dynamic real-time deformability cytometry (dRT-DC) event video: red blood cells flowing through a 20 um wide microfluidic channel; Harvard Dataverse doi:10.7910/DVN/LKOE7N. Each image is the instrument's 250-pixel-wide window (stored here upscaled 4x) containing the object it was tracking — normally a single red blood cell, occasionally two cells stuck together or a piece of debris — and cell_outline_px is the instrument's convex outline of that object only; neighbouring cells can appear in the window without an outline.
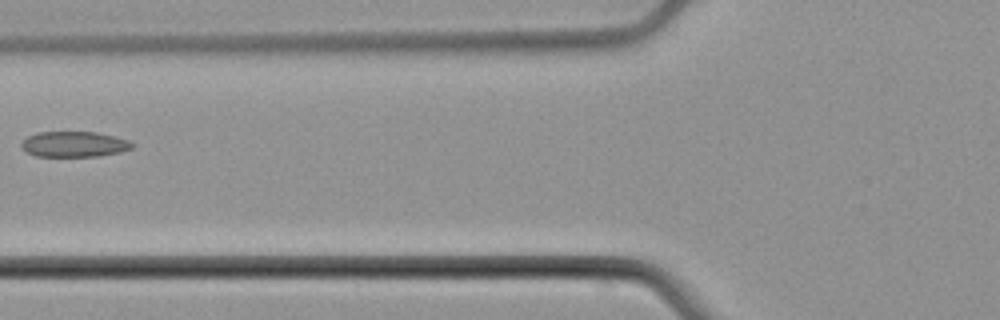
{"species": "common noctule bat (a hibernating species)", "species_latin": "Nyctalus noctula", "temperature_condition": "cold", "stored_images_in_passage": 4, "camera_frame_rate_fps": 3000, "um_per_image_px": 0.085, "animal": {"sex": "male", "body_mass_g": 21.5, "forearm_length_mm": 52.0}, "frame": {"image": 1, "passage_image": 3, "time_ms": 2.333, "image_size_px": [1000, 320], "cell_outline_px": [[136, 144], [132, 148], [120, 152], [100, 156], [36, 156], [28, 152], [20, 144], [28, 136], [36, 132], [96, 132], [128, 140]], "centroid_in_image_um": [6.33, 12.26], "position_along_channel_um": 119.5, "area_um2": 16.36}}
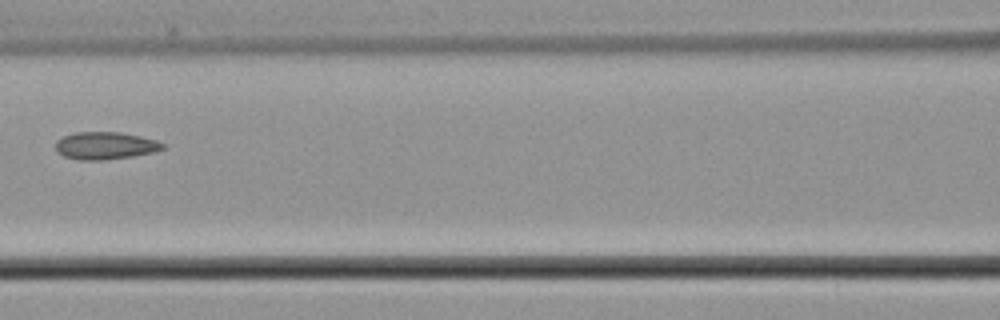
{"frame": {"image": 2, "passage_image": 4, "time_ms": 3.333, "image_size_px": [1000, 320], "cell_outline_px": [[164, 148], [152, 152], [132, 156], [104, 160], [80, 160], [64, 156], [56, 152], [56, 140], [64, 136], [76, 132], [120, 132], [140, 136], [156, 140], [164, 144]], "centroid_in_image_um": [8.92, 12.38], "position_along_channel_um": 157.7, "area_um2": 17.05}}